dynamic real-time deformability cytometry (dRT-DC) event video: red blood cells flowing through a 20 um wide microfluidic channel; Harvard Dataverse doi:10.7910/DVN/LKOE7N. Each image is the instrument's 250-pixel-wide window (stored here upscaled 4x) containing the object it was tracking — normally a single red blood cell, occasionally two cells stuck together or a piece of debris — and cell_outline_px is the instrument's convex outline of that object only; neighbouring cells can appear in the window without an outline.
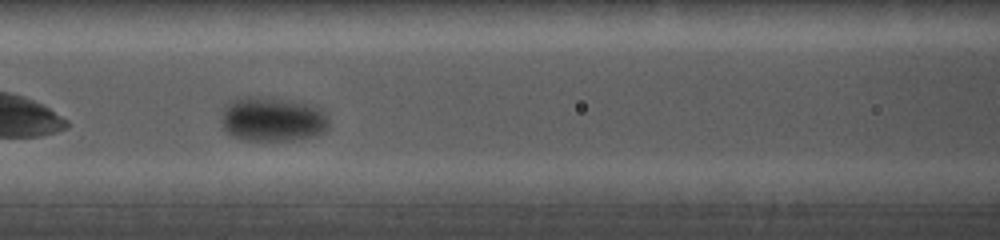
{"species": "common noctule bat (a hibernating species)", "species_latin": "Nyctalus noctula", "temperature_condition": "cold", "stored_images_in_passage": 39, "camera_frame_rate_fps": 5000, "um_per_image_px": 0.085, "animal": {"sex": "female", "body_mass_g": 19.0, "forearm_length_mm": 56.7}, "frame": {"image": 1, "passage_image": 12, "time_ms": 2.8, "image_size_px": [1000, 240], "cell_outline_px": [[328, 128], [324, 132], [312, 136], [292, 140], [248, 140], [232, 136], [224, 132], [220, 120], [224, 104], [228, 100], [236, 96], [260, 96], [300, 100], [316, 104], [328, 116]], "centroid_in_image_um": [23.13, 10.08], "position_along_channel_um": 143.5, "area_um2": 29.02}}